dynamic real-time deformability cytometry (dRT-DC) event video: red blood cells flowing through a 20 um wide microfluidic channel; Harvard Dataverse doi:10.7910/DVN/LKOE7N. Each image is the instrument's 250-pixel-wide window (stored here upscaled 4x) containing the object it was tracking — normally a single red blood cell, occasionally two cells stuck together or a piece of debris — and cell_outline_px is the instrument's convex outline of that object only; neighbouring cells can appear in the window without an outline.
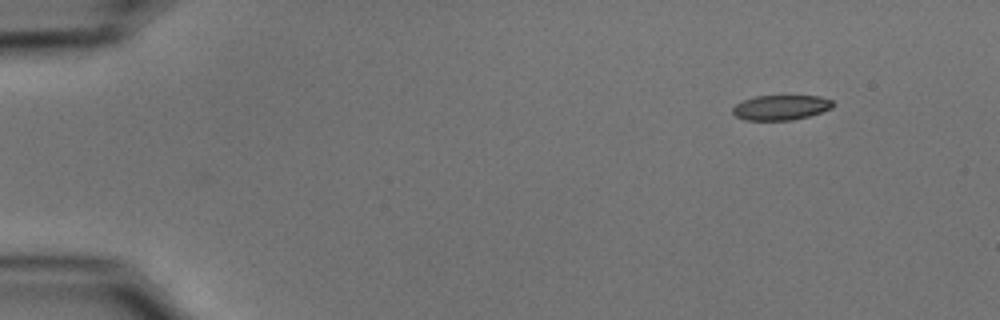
{"species": "common noctule bat (a hibernating species)", "species_latin": "Nyctalus noctula", "temperature_condition": "cold", "stored_images_in_passage": 49, "camera_frame_rate_fps": 3000, "um_per_image_px": 0.085, "animal": {"sex": "male", "body_mass_g": 15.6}, "frame": {"image": 1, "passage_image": 1, "time_ms": 0.0, "image_size_px": [1000, 320], "cell_outline_px": [[832, 108], [808, 116], [792, 120], [744, 120], [736, 116], [732, 112], [732, 108], [736, 104], [744, 100], [756, 96], [820, 96], [832, 100]], "centroid_in_image_um": [66.35, 9.14], "position_along_channel_um": 18.6, "area_um2": 14.45}}
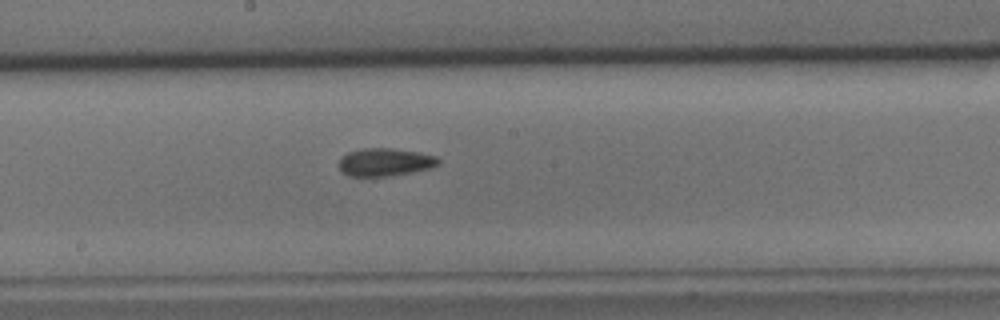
{"frame": {"image": 2, "passage_image": 25, "time_ms": 8.0, "image_size_px": [1000, 320], "cell_outline_px": [[440, 164], [432, 168], [412, 172], [384, 176], [348, 176], [340, 172], [340, 160], [348, 152], [364, 148], [392, 148], [416, 152], [436, 156], [440, 160]], "centroid_in_image_um": [32.74, 13.78], "position_along_channel_um": 215.5, "area_um2": 16.07}}
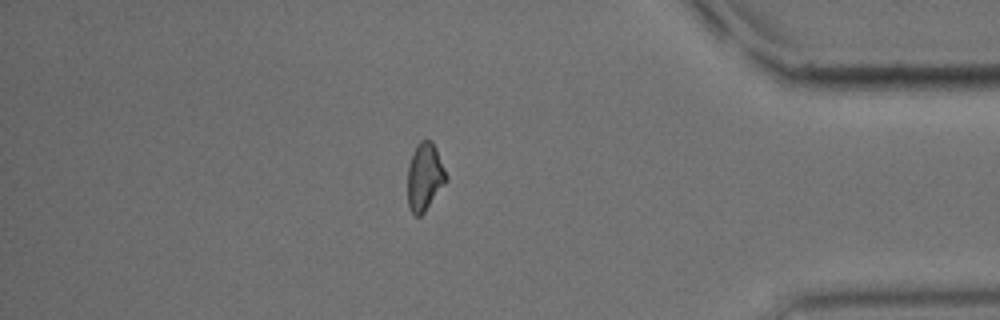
{"frame": {"image": 3, "passage_image": 42, "time_ms": 13.667, "image_size_px": [1000, 320], "cell_outline_px": [[448, 180], [424, 212], [420, 216], [416, 216], [408, 208], [408, 164], [412, 152], [416, 144], [420, 140], [432, 140], [436, 148], [448, 176]], "centroid_in_image_um": [36.1, 15.01], "position_along_channel_um": 399.1, "area_um2": 15.37}, "authors_computed_cell_mechanics": {"area_um2": 15.7216, "velocity_mm_per_s": 3.7421, "shape_relaxation_time_tau1_ms": 8.8266, "shape_relaxation_time_tau2_ms": 5.0447, "deformation_change_tau1": 0.1621, "deformation_change_tau2": 0.1287}}